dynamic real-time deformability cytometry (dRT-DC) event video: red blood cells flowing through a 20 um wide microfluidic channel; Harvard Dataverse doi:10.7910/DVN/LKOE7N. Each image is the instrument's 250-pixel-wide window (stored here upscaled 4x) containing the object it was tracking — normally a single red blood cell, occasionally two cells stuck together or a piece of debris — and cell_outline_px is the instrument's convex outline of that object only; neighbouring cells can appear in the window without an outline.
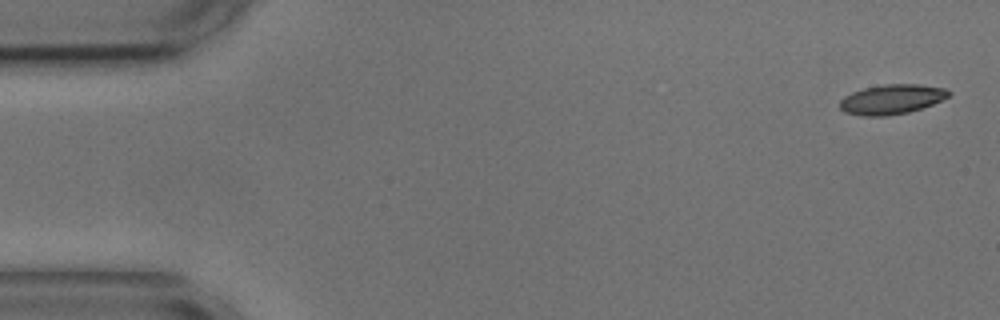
{"species": "common noctule bat (a hibernating species)", "species_latin": "Nyctalus noctula", "temperature_condition": "cold", "stored_images_in_passage": 7, "camera_frame_rate_fps": 3000, "um_per_image_px": 0.085, "animal": {"sex": "male", "body_mass_g": 17.9, "forearm_length_mm": 54.2}, "frame": {"image": 1, "passage_image": 1, "time_ms": 0.0, "image_size_px": [1000, 320], "cell_outline_px": [[952, 92], [948, 96], [932, 104], [908, 112], [884, 116], [860, 116], [844, 112], [840, 108], [840, 100], [844, 96], [852, 92], [864, 88], [884, 84], [920, 84], [944, 88]], "centroid_in_image_um": [75.76, 8.44], "position_along_channel_um": 9.2, "area_um2": 18.79}}